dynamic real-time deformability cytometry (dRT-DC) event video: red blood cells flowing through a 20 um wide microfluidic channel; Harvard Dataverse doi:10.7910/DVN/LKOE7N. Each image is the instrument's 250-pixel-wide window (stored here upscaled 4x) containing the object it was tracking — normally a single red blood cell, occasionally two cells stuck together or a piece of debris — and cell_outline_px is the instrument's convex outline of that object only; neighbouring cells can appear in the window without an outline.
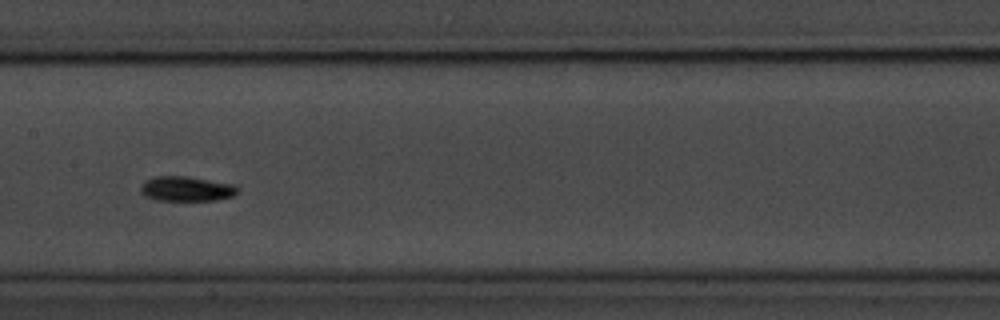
{"species": "common noctule bat (a hibernating species)", "species_latin": "Nyctalus noctula", "temperature_condition": "room temperature", "stored_images_in_passage": 42, "camera_frame_rate_fps": 3000, "um_per_image_px": 0.085, "animal": {"sex": "male", "body_mass_g": 20.1, "forearm_length_mm": 53.5}, "frame": {"image": 1, "passage_image": 13, "time_ms": 4.0, "image_size_px": [1000, 320], "cell_outline_px": [[240, 188], [232, 196], [216, 200], [156, 200], [144, 196], [140, 192], [140, 188], [152, 176], [188, 176], [236, 184]], "centroid_in_image_um": [15.87, 16.04], "position_along_channel_um": 191.5, "area_um2": 14.1}}
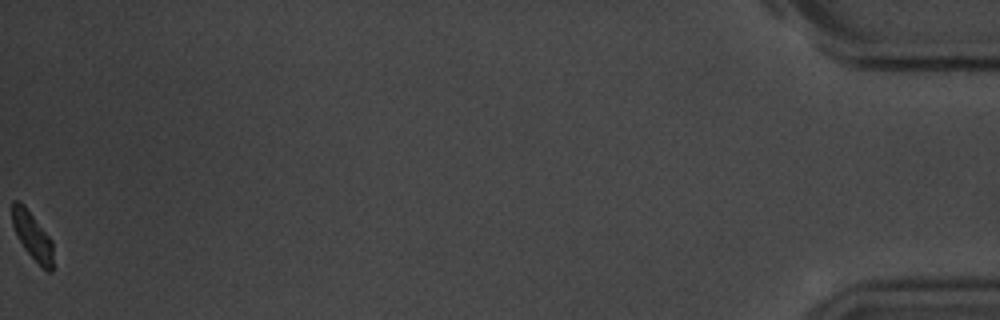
{"frame": {"image": 2, "passage_image": 42, "time_ms": 13.667, "image_size_px": [1000, 320], "cell_outline_px": [[52, 272], [48, 272], [24, 248], [16, 236], [12, 224], [12, 200], [20, 200], [24, 204], [52, 240]], "centroid_in_image_um": [2.72, 19.98], "position_along_channel_um": 432.5, "area_um2": 11.27}, "authors_computed_cell_mechanics": {"area_um2": 12.8027, "velocity_mm_per_s": 3.5296, "shape_relaxation_time_tau1_ms": 9.1315, "shape_relaxation_time_tau2_ms": 4.2835, "deformation_change_tau1": 0.3292, "deformation_change_tau2": 0.062}}